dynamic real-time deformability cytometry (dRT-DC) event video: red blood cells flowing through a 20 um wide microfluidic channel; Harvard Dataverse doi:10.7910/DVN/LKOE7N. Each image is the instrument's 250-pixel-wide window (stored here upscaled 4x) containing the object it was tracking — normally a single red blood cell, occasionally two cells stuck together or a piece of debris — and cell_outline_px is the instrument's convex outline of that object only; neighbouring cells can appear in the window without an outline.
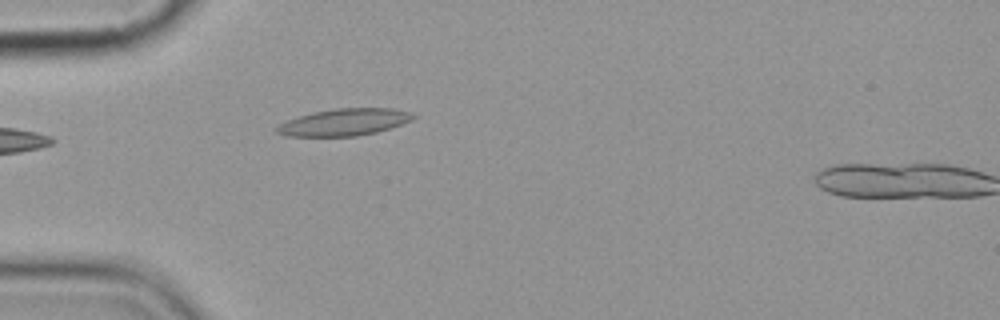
{"species": "common noctule bat (a hibernating species)", "species_latin": "Nyctalus noctula", "temperature_condition": "cold", "stored_images_in_passage": 5, "camera_frame_rate_fps": 3000, "um_per_image_px": 0.085, "animal": {"sex": "female", "body_mass_g": 19.9}, "frame": {"image": 1, "passage_image": 4, "time_ms": 4.333, "image_size_px": [1000, 320], "cell_outline_px": [[416, 116], [412, 120], [376, 132], [356, 136], [288, 136], [276, 132], [276, 128], [280, 124], [288, 120], [312, 112], [336, 108], [392, 108], [412, 112]], "centroid_in_image_um": [29.28, 10.38], "position_along_channel_um": 55.7, "area_um2": 21.21}}